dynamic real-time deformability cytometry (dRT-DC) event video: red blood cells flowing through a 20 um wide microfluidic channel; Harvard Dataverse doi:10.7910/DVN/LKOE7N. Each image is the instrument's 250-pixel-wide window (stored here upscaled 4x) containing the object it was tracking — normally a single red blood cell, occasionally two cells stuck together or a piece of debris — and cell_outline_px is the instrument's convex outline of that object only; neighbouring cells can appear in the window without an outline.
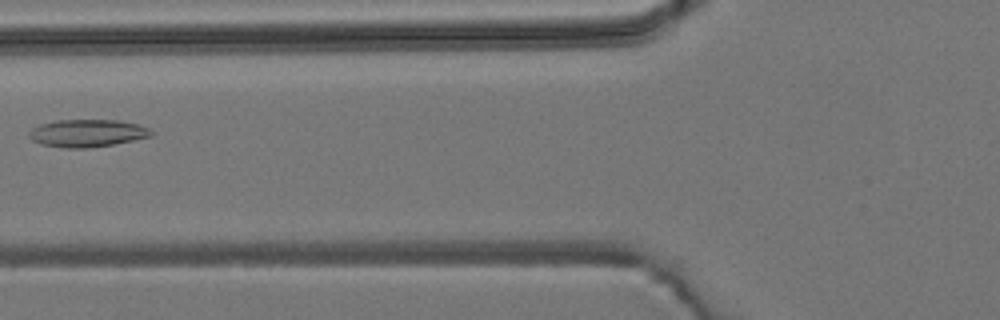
{"species": "common noctule bat (a hibernating species)", "species_latin": "Nyctalus noctula", "temperature_condition": "room temperature", "stored_images_in_passage": 5, "camera_frame_rate_fps": 3000, "um_per_image_px": 0.085, "animal": {"sex": "male", "body_mass_g": 19.2, "forearm_length_mm": 51.8}, "frame": {"image": 1, "passage_image": 4, "time_ms": 3.667, "image_size_px": [1000, 320], "cell_outline_px": [[152, 136], [112, 144], [88, 148], [68, 148], [40, 144], [32, 140], [28, 136], [28, 132], [32, 128], [40, 124], [56, 120], [120, 120], [136, 124], [148, 128], [152, 132]], "centroid_in_image_um": [7.37, 11.31], "position_along_channel_um": 118.4, "area_um2": 19.48}}
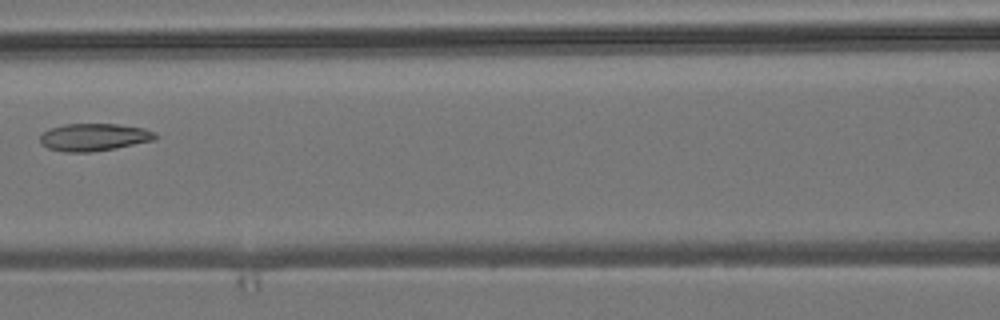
{"frame": {"image": 2, "passage_image": 5, "time_ms": 4.667, "image_size_px": [1000, 320], "cell_outline_px": [[160, 136], [152, 140], [116, 148], [88, 152], [64, 152], [48, 148], [40, 144], [40, 136], [48, 128], [64, 124], [116, 124], [144, 128], [156, 132]], "centroid_in_image_um": [7.97, 11.65], "position_along_channel_um": 158.6, "area_um2": 18.5}}